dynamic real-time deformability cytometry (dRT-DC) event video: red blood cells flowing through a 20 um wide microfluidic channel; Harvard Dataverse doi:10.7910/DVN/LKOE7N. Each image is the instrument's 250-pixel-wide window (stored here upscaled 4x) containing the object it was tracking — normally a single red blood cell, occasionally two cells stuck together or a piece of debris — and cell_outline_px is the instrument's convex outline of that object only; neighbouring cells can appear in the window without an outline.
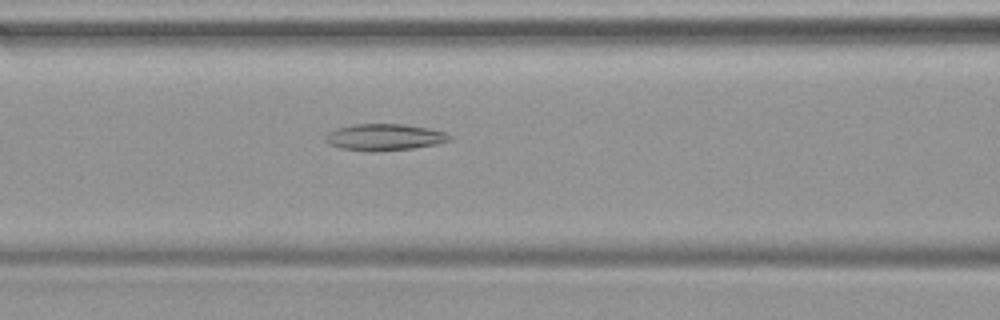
{"species": "common noctule bat (a hibernating species)", "species_latin": "Nyctalus noctula", "temperature_condition": "warm", "stored_images_in_passage": 41, "camera_frame_rate_fps": 3000, "um_per_image_px": 0.085, "animal": {"sex": "female", "body_mass_g": 19.9}, "frame": {"image": 1, "passage_image": 13, "time_ms": 4.0, "image_size_px": [1000, 320], "cell_outline_px": [[452, 140], [436, 144], [412, 148], [376, 152], [368, 152], [340, 148], [328, 144], [324, 140], [324, 136], [328, 132], [336, 128], [352, 124], [404, 124], [428, 128], [444, 132], [452, 136]], "centroid_in_image_um": [32.63, 11.66], "position_along_channel_um": 134.0, "area_um2": 19.48}}
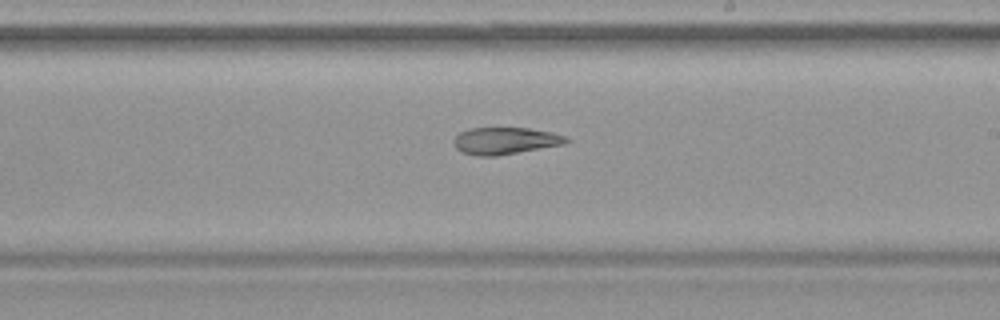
{"frame": {"image": 2, "passage_image": 21, "time_ms": 6.667, "image_size_px": [1000, 320], "cell_outline_px": [[572, 140], [564, 144], [496, 156], [476, 156], [460, 152], [456, 148], [452, 140], [460, 132], [468, 128], [528, 128], [552, 132], [568, 136]], "centroid_in_image_um": [42.94, 11.96], "position_along_channel_um": 246.1, "area_um2": 17.86}}
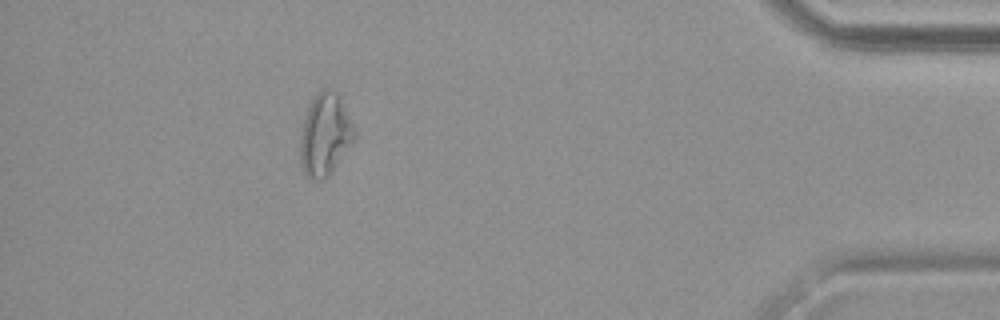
{"frame": {"image": 3, "passage_image": 36, "time_ms": 11.667, "image_size_px": [1000, 320], "cell_outline_px": [[356, 136], [328, 176], [324, 180], [312, 180], [304, 172], [300, 164], [300, 140], [304, 120], [308, 108], [316, 92], [320, 88], [328, 88], [336, 92], [352, 124]], "centroid_in_image_um": [27.59, 11.46], "position_along_channel_um": 407.6, "area_um2": 25.37}}